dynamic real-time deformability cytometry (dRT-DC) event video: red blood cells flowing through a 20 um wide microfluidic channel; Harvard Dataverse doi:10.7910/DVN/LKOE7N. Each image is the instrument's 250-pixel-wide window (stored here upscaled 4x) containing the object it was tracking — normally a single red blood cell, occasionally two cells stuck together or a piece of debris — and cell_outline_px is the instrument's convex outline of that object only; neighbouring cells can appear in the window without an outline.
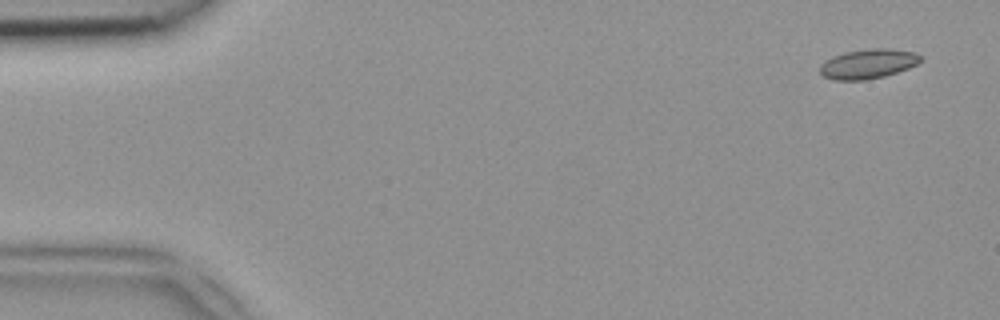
{"species": "common noctule bat (a hibernating species)", "species_latin": "Nyctalus noctula", "temperature_condition": "room temperature", "stored_images_in_passage": 50, "camera_frame_rate_fps": 3000, "um_per_image_px": 0.085, "animal": {"sex": "female", "body_mass_g": 18.4}, "frame": {"image": 1, "passage_image": 3, "time_ms": 0.667, "image_size_px": [1000, 320], "cell_outline_px": [[924, 60], [908, 68], [884, 76], [864, 80], [832, 80], [824, 76], [820, 72], [820, 64], [824, 60], [832, 56], [844, 52], [868, 48], [888, 48], [916, 52], [924, 56]], "centroid_in_image_um": [73.8, 5.41], "position_along_channel_um": 11.2, "area_um2": 17.63}}
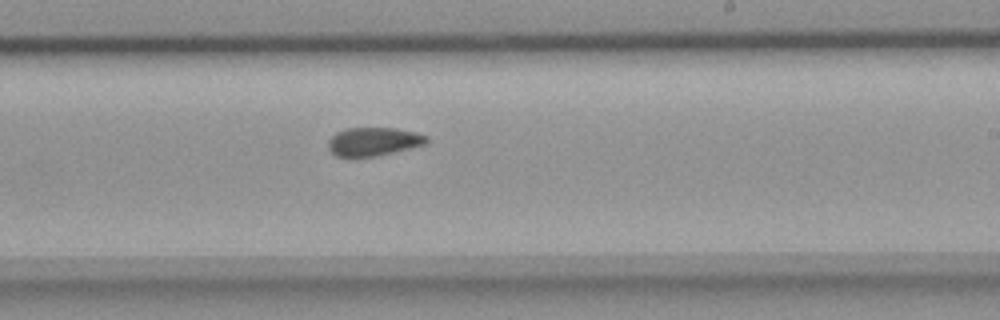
{"frame": {"image": 2, "passage_image": 30, "time_ms": 9.667, "image_size_px": [1000, 320], "cell_outline_px": [[428, 140], [424, 144], [376, 156], [336, 156], [328, 148], [328, 140], [336, 132], [348, 128], [396, 128], [416, 132], [428, 136]], "centroid_in_image_um": [31.73, 12.02], "position_along_channel_um": 257.3, "area_um2": 16.07}}
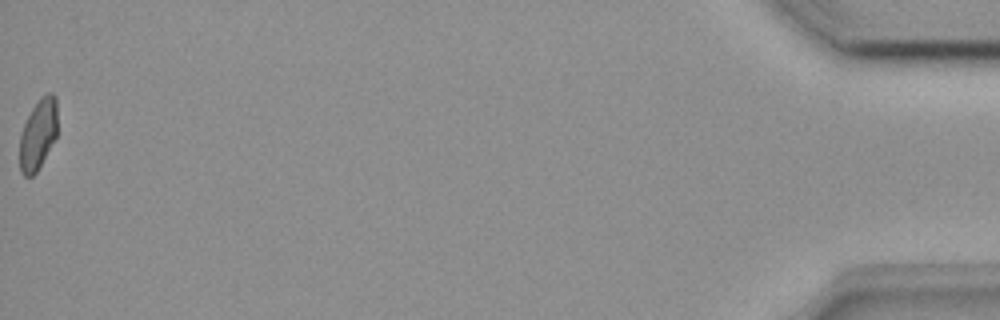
{"frame": {"image": 3, "passage_image": 50, "time_ms": 16.333, "image_size_px": [1000, 320], "cell_outline_px": [[56, 136], [36, 172], [32, 176], [24, 176], [20, 172], [20, 132], [32, 108], [40, 96], [48, 92], [52, 92], [56, 96]], "centroid_in_image_um": [3.22, 11.38], "position_along_channel_um": 432.0, "area_um2": 15.37}}